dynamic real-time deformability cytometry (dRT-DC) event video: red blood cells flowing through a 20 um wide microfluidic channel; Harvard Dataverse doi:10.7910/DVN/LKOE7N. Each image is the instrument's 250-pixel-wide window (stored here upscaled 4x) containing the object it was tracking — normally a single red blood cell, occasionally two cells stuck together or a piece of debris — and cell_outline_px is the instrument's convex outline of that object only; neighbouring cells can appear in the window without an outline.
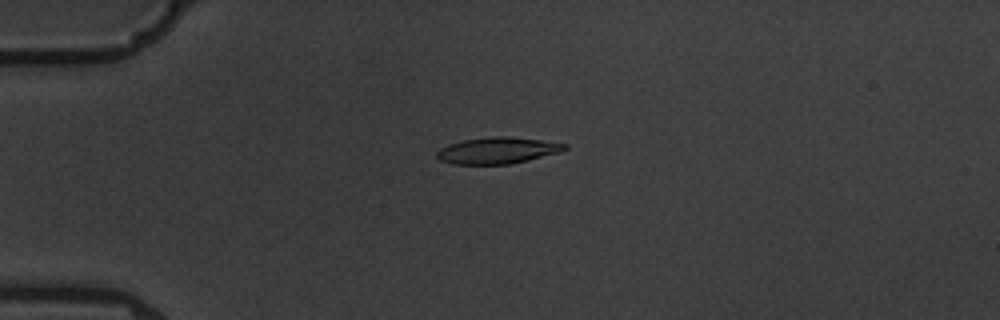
{"species": "common noctule bat (a hibernating species)", "species_latin": "Nyctalus noctula", "temperature_condition": "warm", "stored_images_in_passage": 6, "camera_frame_rate_fps": 3000, "um_per_image_px": 0.085, "animal": {"sex": "male", "body_mass_g": 19.5, "forearm_length_mm": 54.6}, "frame": {"image": 1, "passage_image": 4, "time_ms": 4.0, "image_size_px": [1000, 320], "cell_outline_px": [[568, 148], [560, 152], [528, 160], [508, 164], [452, 164], [440, 160], [436, 156], [436, 152], [440, 148], [448, 144], [464, 140], [496, 136], [508, 136], [540, 140], [568, 144]], "centroid_in_image_um": [42.28, 12.79], "position_along_channel_um": 42.7, "area_um2": 19.59}}
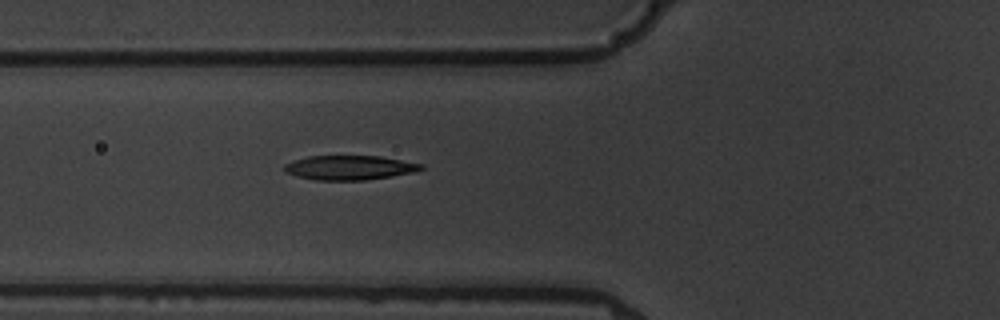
{"frame": {"image": 2, "passage_image": 6, "time_ms": 6.333, "image_size_px": [1000, 320], "cell_outline_px": [[424, 168], [416, 172], [392, 176], [364, 180], [316, 180], [296, 176], [284, 172], [284, 164], [292, 160], [308, 156], [380, 156], [424, 164]], "centroid_in_image_um": [29.7, 14.25], "position_along_channel_um": 96.1, "area_um2": 19.59}}